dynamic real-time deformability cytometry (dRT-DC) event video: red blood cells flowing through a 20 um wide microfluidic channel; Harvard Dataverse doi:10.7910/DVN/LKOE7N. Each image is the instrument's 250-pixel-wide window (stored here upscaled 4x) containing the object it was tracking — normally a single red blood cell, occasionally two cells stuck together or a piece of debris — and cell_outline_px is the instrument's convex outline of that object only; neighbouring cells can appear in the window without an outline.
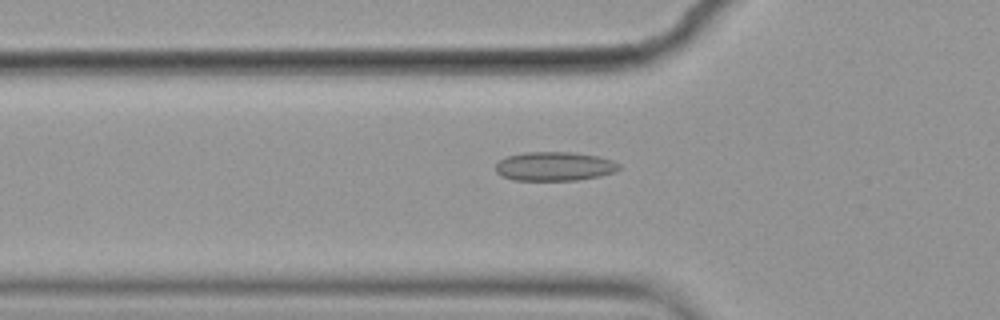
{"species": "common noctule bat (a hibernating species)", "species_latin": "Nyctalus noctula", "temperature_condition": "cold", "stored_images_in_passage": 40, "camera_frame_rate_fps": 3000, "um_per_image_px": 0.085, "animal": {"sex": "female", "body_mass_g": 19.9}, "frame": {"image": 1, "passage_image": 3, "time_ms": 0.667, "image_size_px": [1000, 320], "cell_outline_px": [[620, 168], [616, 172], [600, 176], [576, 180], [512, 180], [500, 176], [496, 172], [496, 164], [500, 160], [508, 156], [524, 152], [572, 152], [600, 156], [612, 160], [620, 164]], "centroid_in_image_um": [47.15, 14.14], "position_along_channel_um": 78.7, "area_um2": 21.04}}
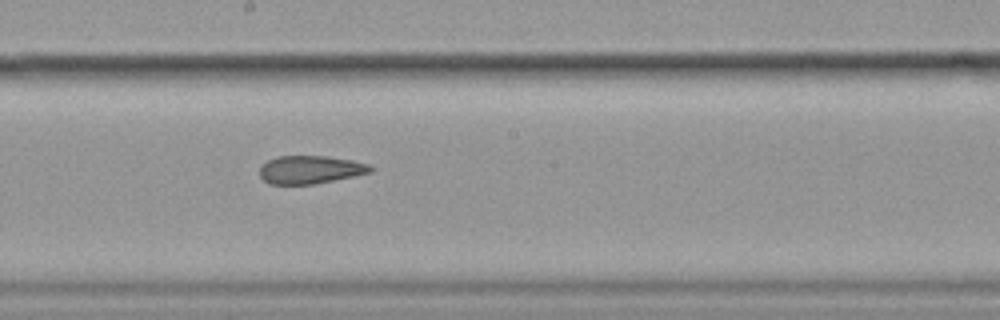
{"frame": {"image": 2, "passage_image": 15, "time_ms": 4.667, "image_size_px": [1000, 320], "cell_outline_px": [[372, 172], [312, 184], [268, 184], [260, 176], [260, 168], [268, 160], [276, 156], [324, 156], [352, 160], [368, 164], [372, 168]], "centroid_in_image_um": [26.34, 14.41], "position_along_channel_um": 221.9, "area_um2": 17.86}}
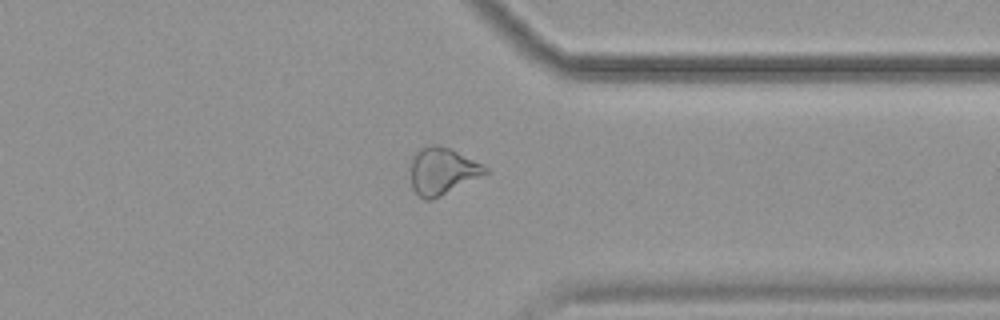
{"frame": {"image": 3, "passage_image": 28, "time_ms": 9.0, "image_size_px": [1000, 320], "cell_outline_px": [[488, 172], [432, 200], [424, 200], [412, 188], [412, 156], [420, 148], [428, 144], [436, 144], [452, 148], [488, 168]], "centroid_in_image_um": [37.57, 14.51], "position_along_channel_um": 373.8, "area_um2": 20.11}, "authors_computed_cell_mechanics": {"area_um2": 19.7098, "velocity_mm_per_s": 3.5726, "shape_relaxation_time_tau1_ms": null, "shape_relaxation_time_tau2_ms": 3.3378, "deformation_change_tau1": null, "deformation_change_tau2": 0.0898}}